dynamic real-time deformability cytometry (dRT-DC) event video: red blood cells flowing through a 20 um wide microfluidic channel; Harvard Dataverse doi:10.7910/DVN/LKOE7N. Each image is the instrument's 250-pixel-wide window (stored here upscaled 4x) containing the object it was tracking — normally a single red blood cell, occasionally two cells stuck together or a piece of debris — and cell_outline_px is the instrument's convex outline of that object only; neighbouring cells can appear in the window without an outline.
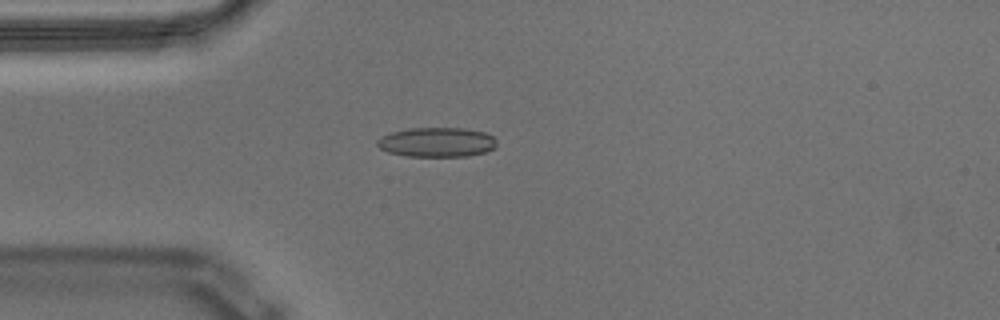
{"species": "Egyptian fruit bat (a non-hibernating species)", "species_latin": "Rousettus aegyptiacus", "temperature_condition": "warm", "stored_images_in_passage": 48, "camera_frame_rate_fps": 3000, "um_per_image_px": 0.085, "animal": {"sex": "male"}, "frame": {"image": 1, "passage_image": 7, "time_ms": 2.0, "image_size_px": [1000, 320], "cell_outline_px": [[496, 148], [484, 152], [468, 156], [404, 156], [388, 152], [380, 148], [376, 144], [376, 140], [380, 136], [392, 132], [408, 128], [464, 128], [484, 132], [492, 136], [496, 140]], "centroid_in_image_um": [37.11, 12.08], "position_along_channel_um": 47.9, "area_um2": 20.69}}
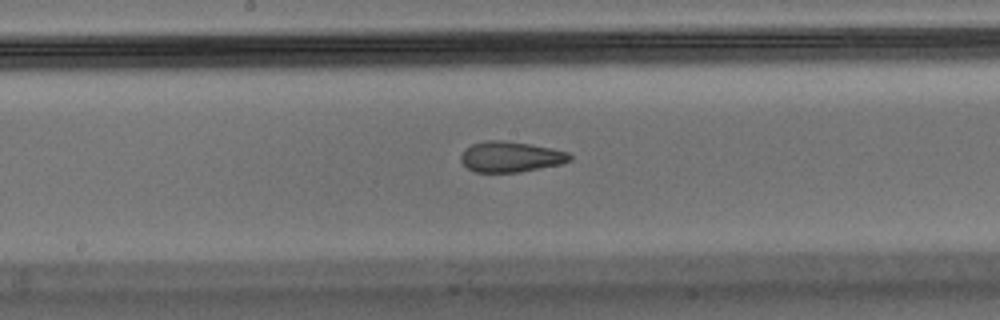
{"frame": {"image": 2, "passage_image": 21, "time_ms": 6.667, "image_size_px": [1000, 320], "cell_outline_px": [[572, 160], [560, 164], [520, 172], [476, 172], [468, 168], [460, 160], [460, 156], [472, 144], [484, 140], [504, 140], [532, 144], [552, 148], [568, 152], [572, 156]], "centroid_in_image_um": [43.43, 13.32], "position_along_channel_um": 204.8, "area_um2": 19.42}}
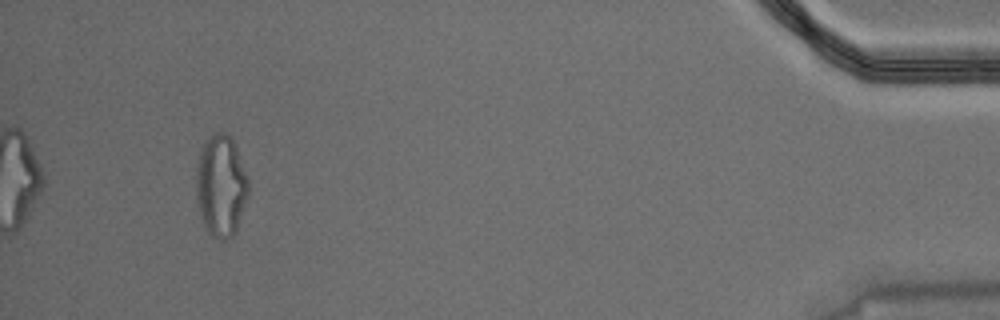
{"frame": {"image": 3, "passage_image": 45, "time_ms": 14.667, "image_size_px": [1000, 320], "cell_outline_px": [[248, 196], [236, 232], [228, 240], [220, 240], [212, 236], [204, 228], [196, 200], [196, 168], [200, 148], [204, 140], [216, 132], [224, 132], [232, 136], [248, 176]], "centroid_in_image_um": [18.77, 15.79], "position_along_channel_um": 416.4, "area_um2": 31.67}, "authors_computed_cell_mechanics": {"area_um2": 20.3456, "velocity_mm_per_s": 3.5569, "shape_relaxation_time_tau1_ms": null, "shape_relaxation_time_tau2_ms": 2.0737, "deformation_change_tau1": null, "deformation_change_tau2": 0.0961}}